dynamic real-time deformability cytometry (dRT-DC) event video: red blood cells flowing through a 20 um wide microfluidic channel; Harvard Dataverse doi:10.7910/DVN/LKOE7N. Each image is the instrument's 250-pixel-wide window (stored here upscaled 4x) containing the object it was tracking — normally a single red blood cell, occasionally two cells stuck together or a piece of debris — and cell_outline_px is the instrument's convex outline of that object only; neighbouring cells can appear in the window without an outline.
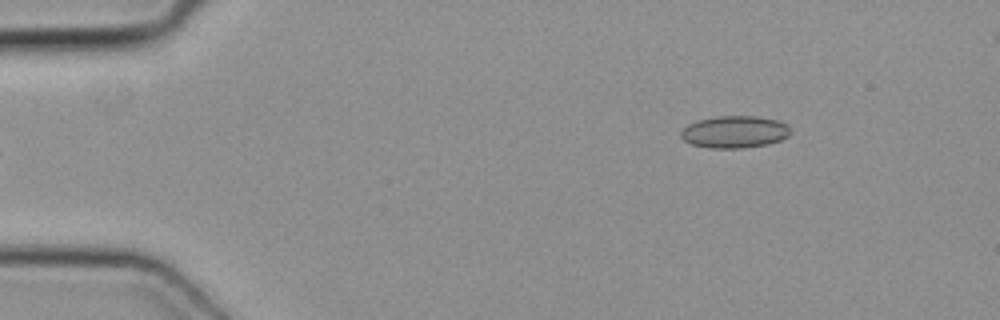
{"species": "common noctule bat (a hibernating species)", "species_latin": "Nyctalus noctula", "temperature_condition": "cold", "stored_images_in_passage": 45, "segment_of_instrument_passage": [1, 2], "camera_frame_rate_fps": 3000, "um_per_image_px": 0.085, "animal": {"sex": "female", "body_mass_g": 19.3, "forearm_length_mm": 54.1}, "frame": {"image": 1, "passage_image": 1, "time_ms": 0.0, "image_size_px": [1000, 320], "cell_outline_px": [[792, 132], [788, 136], [780, 140], [768, 144], [740, 148], [712, 148], [692, 144], [684, 140], [680, 136], [680, 132], [688, 124], [696, 120], [716, 116], [756, 116], [776, 120], [788, 124]], "centroid_in_image_um": [62.45, 11.2], "position_along_channel_um": 22.6, "area_um2": 20.58}}
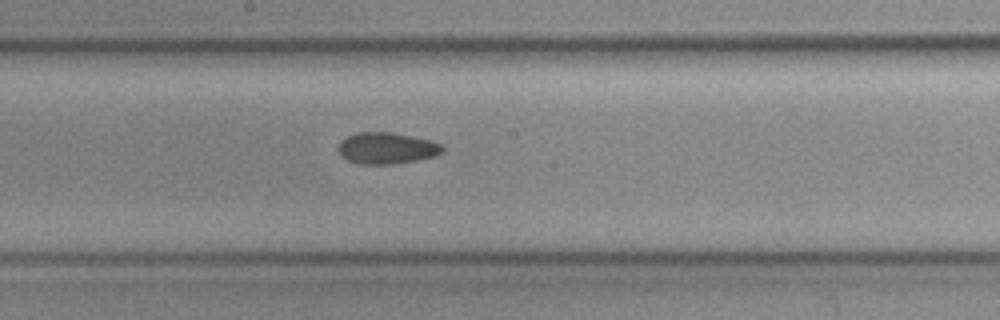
{"frame": {"image": 2, "passage_image": 21, "time_ms": 6.667, "image_size_px": [1000, 320], "cell_outline_px": [[444, 152], [432, 156], [416, 160], [392, 164], [356, 164], [348, 160], [336, 148], [340, 140], [348, 136], [360, 132], [388, 132], [412, 136], [428, 140], [440, 144], [444, 148]], "centroid_in_image_um": [32.83, 12.59], "position_along_channel_um": 215.4, "area_um2": 18.9}}
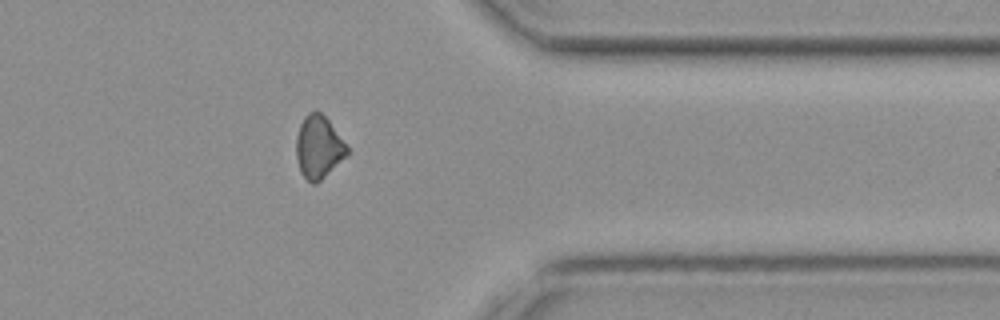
{"frame": {"image": 3, "passage_image": 34, "time_ms": 11.0, "image_size_px": [1000, 320], "cell_outline_px": [[352, 152], [348, 156], [316, 184], [312, 184], [300, 172], [296, 156], [296, 136], [300, 124], [304, 116], [308, 112], [316, 108], [328, 120]], "centroid_in_image_um": [27.09, 12.49], "position_along_channel_um": 384.3, "area_um2": 18.9}}